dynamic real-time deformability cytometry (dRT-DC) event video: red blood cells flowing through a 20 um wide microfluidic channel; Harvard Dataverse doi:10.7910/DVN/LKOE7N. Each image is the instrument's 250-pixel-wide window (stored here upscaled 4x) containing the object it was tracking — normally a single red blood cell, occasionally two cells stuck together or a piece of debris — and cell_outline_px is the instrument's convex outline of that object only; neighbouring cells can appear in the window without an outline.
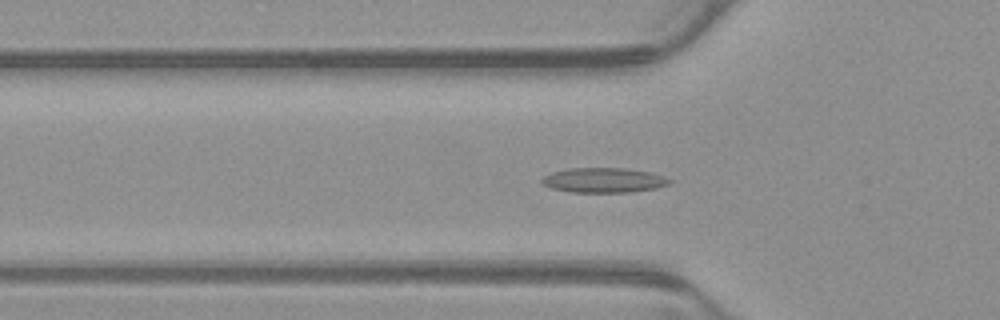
{"species": "common noctule bat (a hibernating species)", "species_latin": "Nyctalus noctula", "temperature_condition": "warm", "stored_images_in_passage": 52, "camera_frame_rate_fps": 3000, "um_per_image_px": 0.085, "animal": {"sex": "male", "body_mass_g": 23.1, "forearm_length_mm": 52.7}, "frame": {"image": 1, "passage_image": 16, "time_ms": 5.0, "image_size_px": [1000, 320], "cell_outline_px": [[672, 180], [668, 184], [656, 188], [628, 192], [572, 192], [552, 188], [544, 184], [540, 180], [544, 176], [552, 172], [568, 168], [624, 168], [648, 172], [664, 176]], "centroid_in_image_um": [51.3, 15.31], "position_along_channel_um": 74.5, "area_um2": 18.26}}
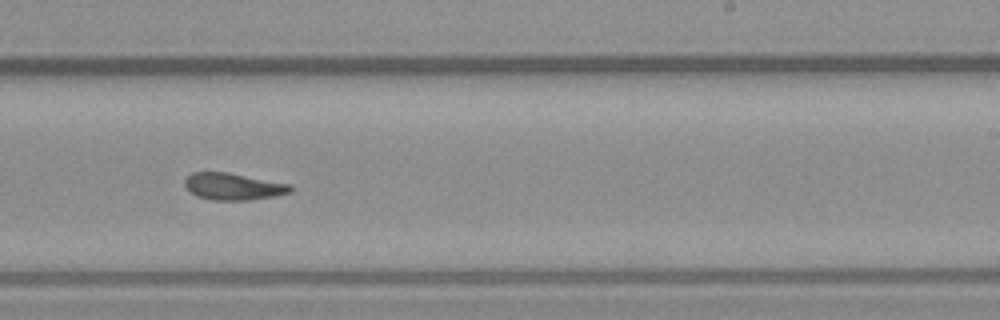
{"frame": {"image": 2, "passage_image": 31, "time_ms": 10.0, "image_size_px": [1000, 320], "cell_outline_px": [[292, 192], [276, 196], [248, 200], [212, 200], [196, 196], [184, 184], [184, 180], [192, 172], [228, 172], [292, 184]], "centroid_in_image_um": [19.86, 15.85], "position_along_channel_um": 269.1, "area_um2": 16.65}}
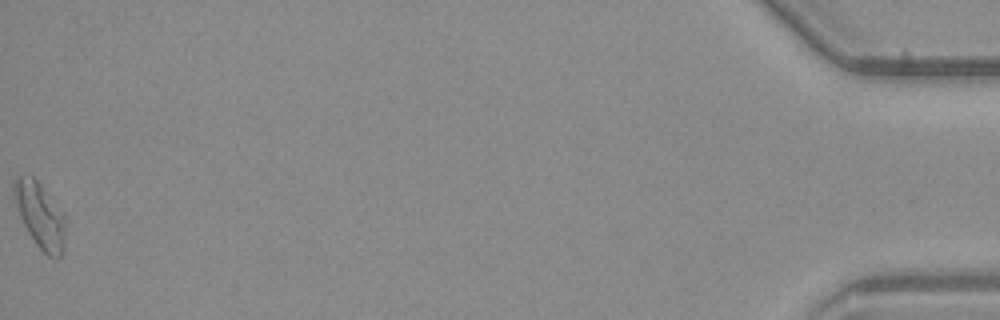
{"frame": {"image": 3, "passage_image": 52, "time_ms": 17.0, "image_size_px": [1000, 320], "cell_outline_px": [[64, 252], [60, 260], [56, 260], [48, 256], [36, 244], [28, 232], [20, 216], [16, 204], [12, 184], [16, 176], [32, 176], [40, 184], [64, 216]], "centroid_in_image_um": [3.41, 18.36], "position_along_channel_um": 431.8, "area_um2": 19.25}, "authors_computed_cell_mechanics": {"area_um2": 17.1955, "velocity_mm_per_s": 3.8839, "shape_relaxation_time_tau1_ms": null, "shape_relaxation_time_tau2_ms": 2.7715, "deformation_change_tau1": null, "deformation_change_tau2": 0.0951}}